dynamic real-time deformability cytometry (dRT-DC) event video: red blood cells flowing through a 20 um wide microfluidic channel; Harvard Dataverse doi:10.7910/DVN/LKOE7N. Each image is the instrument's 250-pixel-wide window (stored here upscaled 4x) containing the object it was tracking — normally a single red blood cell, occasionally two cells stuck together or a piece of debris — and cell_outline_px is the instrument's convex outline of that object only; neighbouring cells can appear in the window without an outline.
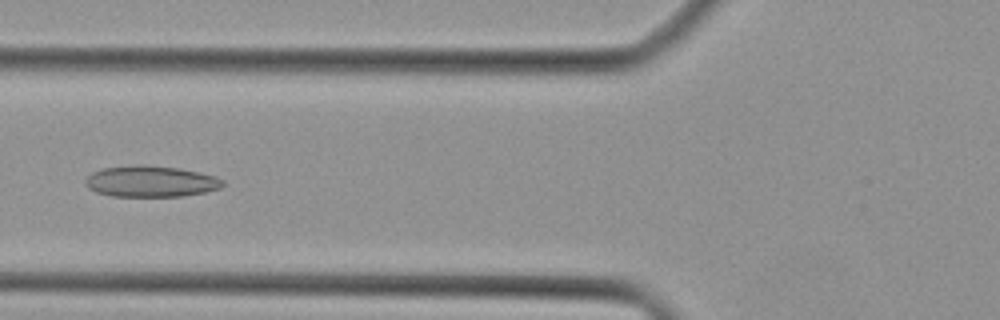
{"species": "Egyptian fruit bat (a non-hibernating species)", "species_latin": "Rousettus aegyptiacus", "temperature_condition": "cold", "stored_images_in_passage": 32, "camera_frame_rate_fps": 3000, "um_per_image_px": 0.085, "animal": {"sex": "female"}, "frame": {"image": 1, "passage_image": 7, "time_ms": 2.0, "image_size_px": [1000, 320], "cell_outline_px": [[224, 184], [220, 188], [204, 192], [184, 196], [112, 196], [96, 192], [88, 188], [84, 180], [92, 172], [104, 168], [180, 168], [200, 172], [216, 176], [224, 180]], "centroid_in_image_um": [12.87, 15.47], "position_along_channel_um": 112.9, "area_um2": 23.93}}
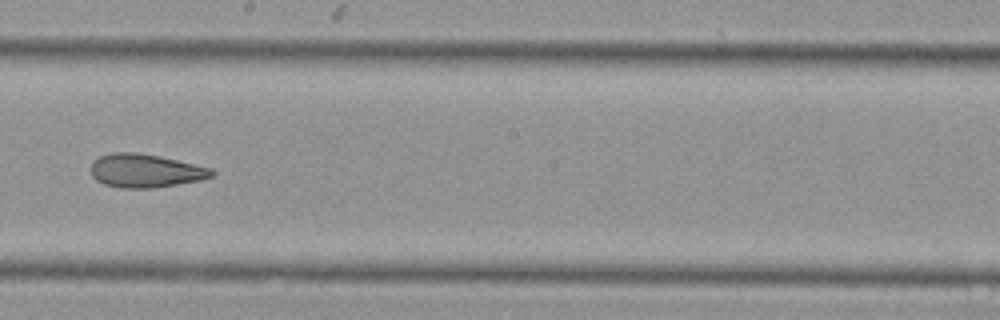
{"frame": {"image": 2, "passage_image": 15, "time_ms": 4.667, "image_size_px": [1000, 320], "cell_outline_px": [[216, 172], [212, 176], [200, 180], [152, 188], [120, 188], [104, 184], [96, 180], [92, 176], [92, 160], [100, 156], [112, 152], [136, 152], [160, 156], [212, 168]], "centroid_in_image_um": [12.35, 14.51], "position_along_channel_um": 235.9, "area_um2": 23.58}}
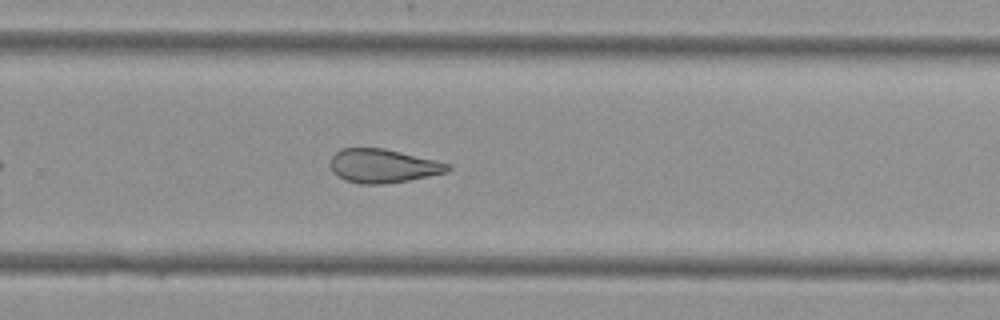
{"frame": {"image": 3, "passage_image": 19, "time_ms": 6.0, "image_size_px": [1000, 320], "cell_outline_px": [[452, 168], [448, 172], [408, 180], [384, 184], [360, 184], [348, 180], [332, 172], [332, 156], [340, 148], [384, 148], [436, 160], [452, 164]], "centroid_in_image_um": [32.61, 14.09], "position_along_channel_um": 297.2, "area_um2": 22.95}}